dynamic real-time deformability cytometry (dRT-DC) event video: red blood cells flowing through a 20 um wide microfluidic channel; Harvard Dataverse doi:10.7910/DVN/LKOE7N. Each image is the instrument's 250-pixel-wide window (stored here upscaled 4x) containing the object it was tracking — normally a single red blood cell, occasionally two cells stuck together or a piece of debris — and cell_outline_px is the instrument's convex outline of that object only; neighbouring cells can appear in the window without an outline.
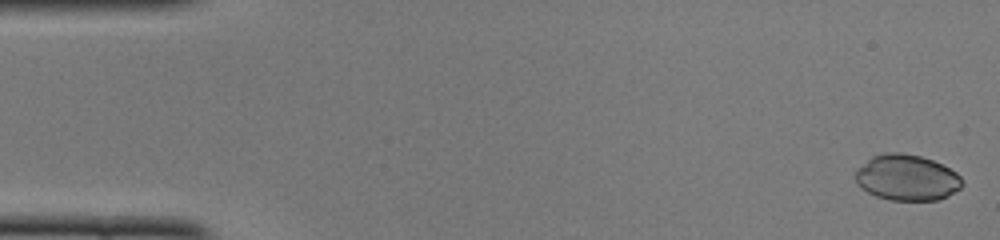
{"species": "common noctule bat (a hibernating species)", "species_latin": "Nyctalus noctula", "temperature_condition": "cold", "stored_images_in_passage": 19, "camera_frame_rate_fps": 3000, "um_per_image_px": 0.085, "animal": {"sex": "female", "body_mass_g": 22.0, "forearm_length_mm": 56.7}, "frame": {"image": 1, "passage_image": 1, "time_ms": 0.0, "image_size_px": [1000, 240], "cell_outline_px": [[964, 184], [960, 188], [948, 196], [940, 200], [888, 200], [876, 196], [860, 188], [856, 184], [852, 172], [856, 168], [872, 156], [884, 152], [900, 152], [920, 156], [932, 160], [956, 172], [960, 176]], "centroid_in_image_um": [77.02, 15.1], "position_along_channel_um": 8.0, "area_um2": 28.96}}
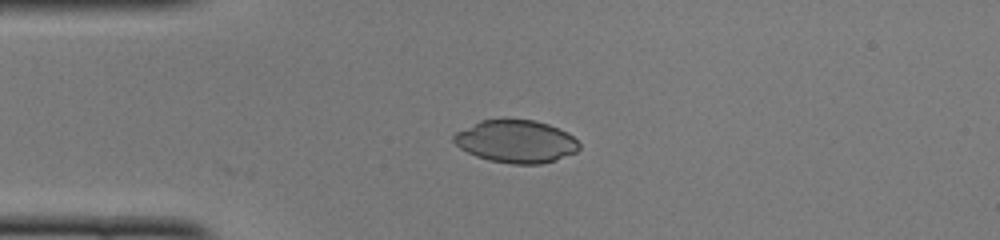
{"frame": {"image": 2, "passage_image": 12, "time_ms": 3.667, "image_size_px": [1000, 240], "cell_outline_px": [[580, 148], [576, 152], [556, 160], [540, 164], [512, 164], [488, 160], [476, 156], [460, 148], [452, 140], [452, 136], [456, 132], [480, 120], [508, 116], [536, 120], [560, 128], [568, 132], [580, 144]], "centroid_in_image_um": [43.85, 11.98], "position_along_channel_um": 41.1, "area_um2": 32.02}}